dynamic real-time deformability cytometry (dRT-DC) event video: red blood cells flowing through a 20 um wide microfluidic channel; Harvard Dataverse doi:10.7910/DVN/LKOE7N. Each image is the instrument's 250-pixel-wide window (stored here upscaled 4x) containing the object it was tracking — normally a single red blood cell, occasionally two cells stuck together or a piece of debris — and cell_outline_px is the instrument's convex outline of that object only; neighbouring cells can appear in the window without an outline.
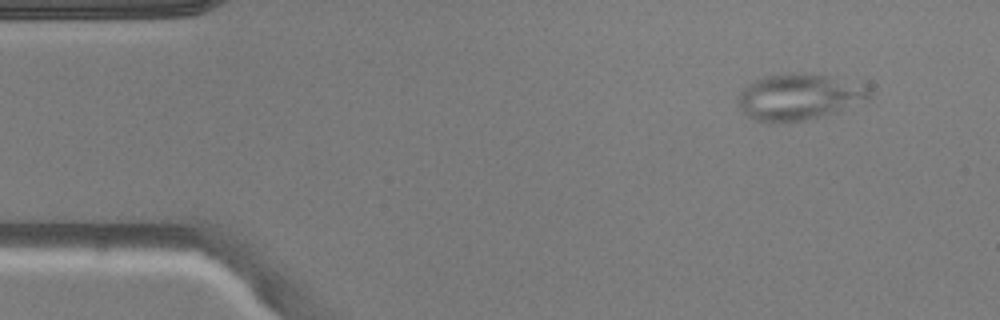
{"species": "common noctule bat (a hibernating species)", "species_latin": "Nyctalus noctula", "temperature_condition": "warm", "stored_images_in_passage": 5, "camera_frame_rate_fps": 3000, "um_per_image_px": 0.085, "animal": {"sex": "male", "body_mass_g": 20.5, "forearm_length_mm": 52.5}, "frame": {"image": 1, "passage_image": 1, "time_ms": 0.0, "image_size_px": [1000, 320], "cell_outline_px": [[872, 92], [868, 96], [840, 112], [804, 120], [756, 120], [748, 116], [736, 104], [736, 96], [748, 84], [756, 80], [768, 76], [788, 72], [804, 72], [828, 76], [868, 84], [872, 88]], "centroid_in_image_um": [67.94, 8.19], "position_along_channel_um": 17.1, "area_um2": 35.14}}
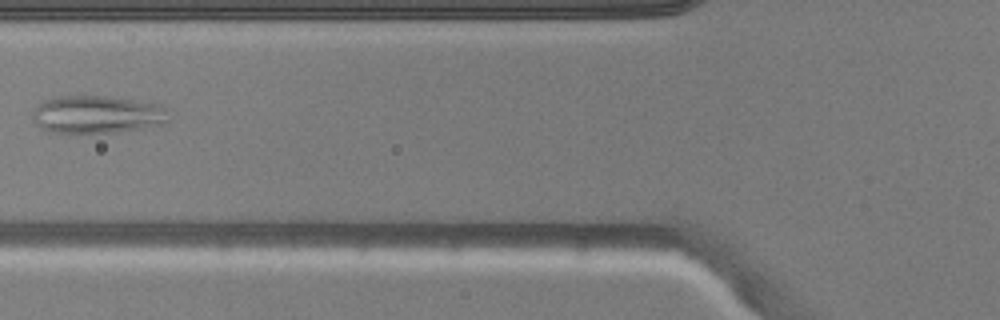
{"frame": {"image": 2, "passage_image": 4, "time_ms": 4.667, "image_size_px": [1000, 320], "cell_outline_px": [[168, 120], [160, 124], [144, 128], [116, 132], [68, 136], [52, 132], [40, 128], [32, 120], [32, 112], [44, 100], [60, 96], [104, 96], [136, 100], [160, 104], [168, 108]], "centroid_in_image_um": [8.22, 9.77], "position_along_channel_um": 117.6, "area_um2": 30.81}}